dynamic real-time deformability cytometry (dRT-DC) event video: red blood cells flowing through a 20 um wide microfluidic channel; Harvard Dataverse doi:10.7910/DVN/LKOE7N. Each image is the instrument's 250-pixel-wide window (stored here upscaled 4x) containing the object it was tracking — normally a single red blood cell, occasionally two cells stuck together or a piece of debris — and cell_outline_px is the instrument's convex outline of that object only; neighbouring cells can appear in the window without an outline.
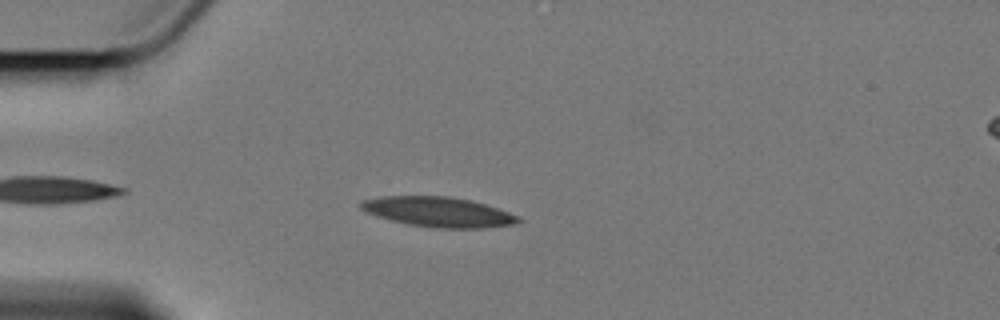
{"species": "Egyptian fruit bat (a non-hibernating species)", "species_latin": "Rousettus aegyptiacus", "temperature_condition": "cold", "stored_images_in_passage": 5, "camera_frame_rate_fps": 3000, "um_per_image_px": 0.085, "animal": {"sex": "female"}, "frame": {"image": 1, "passage_image": 5, "time_ms": 4.667, "image_size_px": [1000, 320], "cell_outline_px": [[524, 220], [516, 224], [484, 228], [436, 228], [408, 224], [376, 216], [364, 212], [360, 208], [360, 200], [380, 196], [448, 196], [472, 200], [520, 216]], "centroid_in_image_um": [37.25, 18.01], "position_along_channel_um": 47.7, "area_um2": 27.69}}